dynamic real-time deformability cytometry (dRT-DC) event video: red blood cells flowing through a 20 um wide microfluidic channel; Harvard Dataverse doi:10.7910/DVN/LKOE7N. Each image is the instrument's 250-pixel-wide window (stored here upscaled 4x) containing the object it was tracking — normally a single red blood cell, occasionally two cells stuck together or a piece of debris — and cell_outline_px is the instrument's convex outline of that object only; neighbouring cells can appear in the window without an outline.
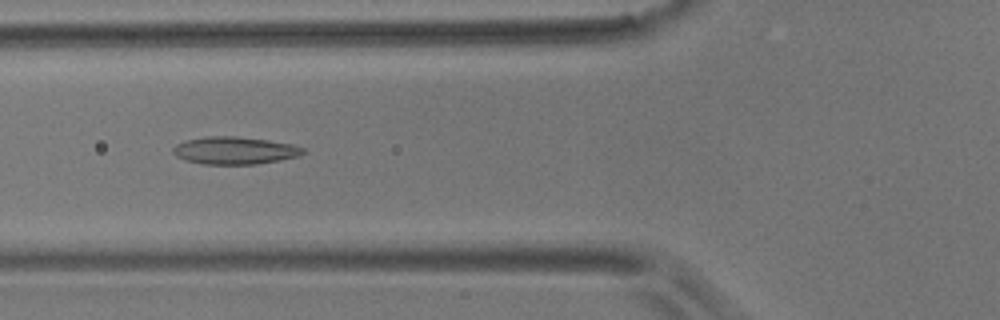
{"species": "common noctule bat (a hibernating species)", "species_latin": "Nyctalus noctula", "temperature_condition": "room temperature", "stored_images_in_passage": 43, "camera_frame_rate_fps": 3000, "um_per_image_px": 0.085, "animal": {"sex": "male", "body_mass_g": 17.9}, "frame": {"image": 1, "passage_image": 9, "time_ms": 2.667, "image_size_px": [1000, 320], "cell_outline_px": [[308, 152], [300, 156], [280, 160], [256, 164], [204, 164], [184, 160], [176, 156], [172, 152], [172, 148], [176, 144], [184, 140], [204, 136], [236, 136], [268, 140], [292, 144], [304, 148]], "centroid_in_image_um": [19.95, 12.79], "position_along_channel_um": 105.9, "area_um2": 21.1}}
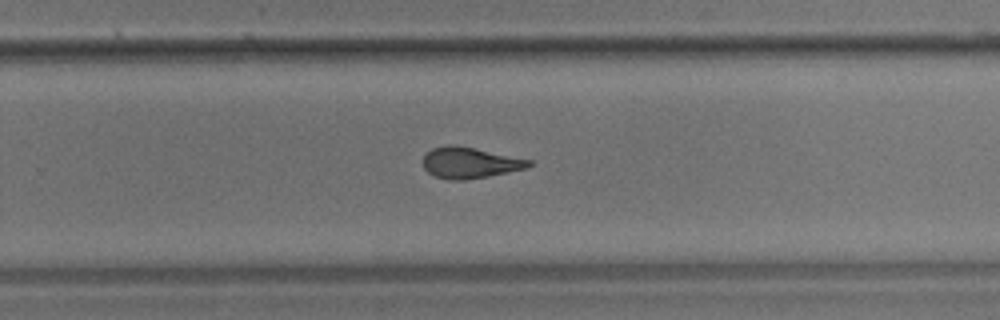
{"frame": {"image": 2, "passage_image": 24, "time_ms": 7.667, "image_size_px": [1000, 320], "cell_outline_px": [[532, 164], [528, 168], [488, 176], [464, 180], [448, 180], [436, 176], [428, 172], [424, 168], [424, 156], [432, 148], [448, 144], [456, 144], [532, 160]], "centroid_in_image_um": [39.95, 13.82], "position_along_channel_um": 289.9, "area_um2": 19.13}}
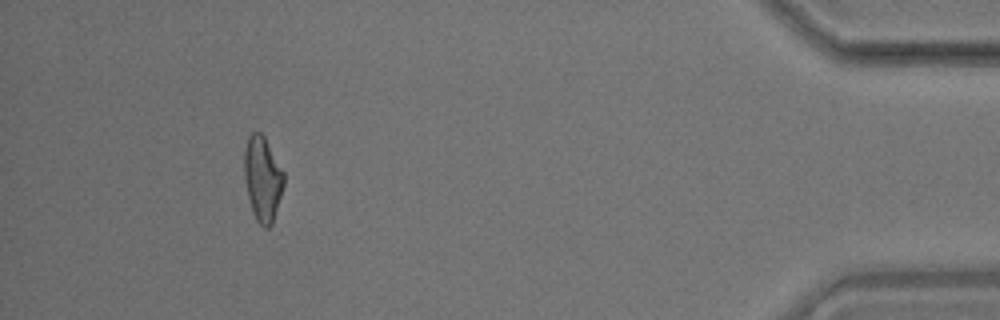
{"frame": {"image": 3, "passage_image": 39, "time_ms": 12.667, "image_size_px": [1000, 320], "cell_outline_px": [[284, 184], [272, 224], [268, 228], [264, 228], [256, 220], [252, 212], [248, 196], [244, 176], [244, 152], [248, 136], [252, 132], [260, 132], [264, 136], [284, 172]], "centroid_in_image_um": [22.31, 15.19], "position_along_channel_um": 412.9, "area_um2": 19.48}, "authors_computed_cell_mechanics": {"area_um2": 19.5364, "velocity_mm_per_s": 3.682, "shape_relaxation_time_tau1_ms": null, "shape_relaxation_time_tau2_ms": 2.6361, "deformation_change_tau1": null, "deformation_change_tau2": 0.1046}}